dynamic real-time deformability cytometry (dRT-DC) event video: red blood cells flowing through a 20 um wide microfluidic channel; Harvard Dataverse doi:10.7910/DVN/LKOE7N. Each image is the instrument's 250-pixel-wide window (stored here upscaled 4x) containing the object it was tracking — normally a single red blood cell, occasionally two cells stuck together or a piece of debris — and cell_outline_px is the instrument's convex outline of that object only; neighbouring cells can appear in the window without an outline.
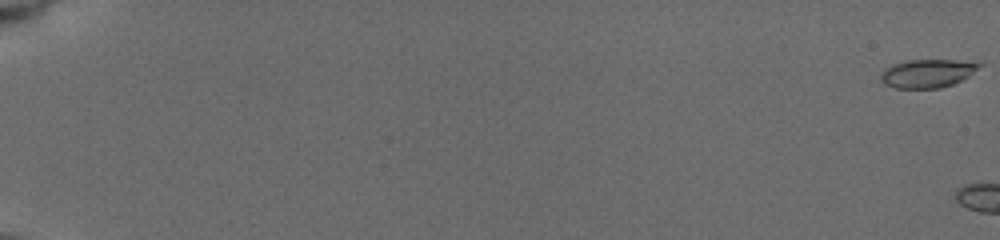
{"species": "common noctule bat (a hibernating species)", "species_latin": "Nyctalus noctula", "temperature_condition": "cold", "stored_images_in_passage": 6, "camera_frame_rate_fps": 3000, "um_per_image_px": 0.085, "animal": {"sex": "female", "body_mass_g": 19.5, "forearm_length_mm": 54.1}, "frame": {"image": 1, "passage_image": 1, "time_ms": 0.0, "image_size_px": [1000, 240], "cell_outline_px": [[984, 64], [960, 80], [952, 84], [940, 88], [896, 88], [884, 84], [880, 80], [880, 72], [884, 68], [892, 64], [908, 60], [956, 60]], "centroid_in_image_um": [78.74, 6.23], "position_along_channel_um": 6.3, "area_um2": 16.13}}